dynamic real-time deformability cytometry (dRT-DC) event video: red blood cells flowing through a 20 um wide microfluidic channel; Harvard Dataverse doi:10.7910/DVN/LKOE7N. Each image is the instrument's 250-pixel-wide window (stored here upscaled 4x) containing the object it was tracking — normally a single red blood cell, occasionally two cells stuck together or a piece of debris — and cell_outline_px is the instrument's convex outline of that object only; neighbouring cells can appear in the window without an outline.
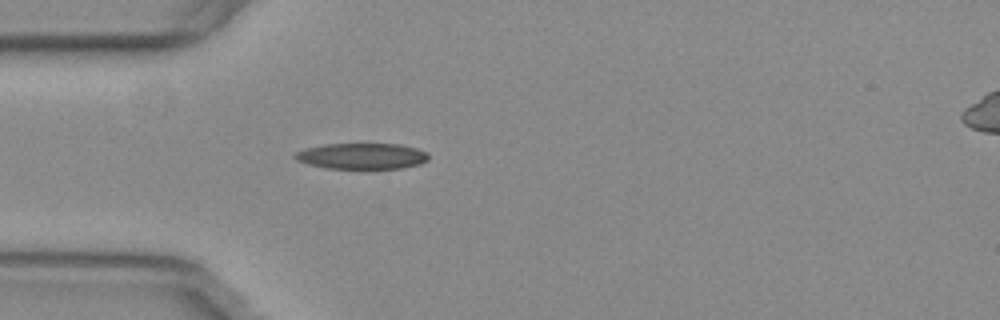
{"species": "common noctule bat (a hibernating species)", "species_latin": "Nyctalus noctula", "temperature_condition": "warm", "stored_images_in_passage": 38, "camera_frame_rate_fps": 3000, "um_per_image_px": 0.085, "animal": {"sex": "female", "body_mass_g": 29.2, "forearm_length_mm": 56.3}, "frame": {"image": 1, "passage_image": 6, "time_ms": 1.667, "image_size_px": [1000, 320], "cell_outline_px": [[428, 160], [420, 164], [400, 168], [324, 168], [308, 164], [296, 160], [292, 156], [296, 152], [304, 148], [324, 144], [400, 144], [416, 148], [428, 152]], "centroid_in_image_um": [30.74, 13.26], "position_along_channel_um": 54.3, "area_um2": 20.23}}
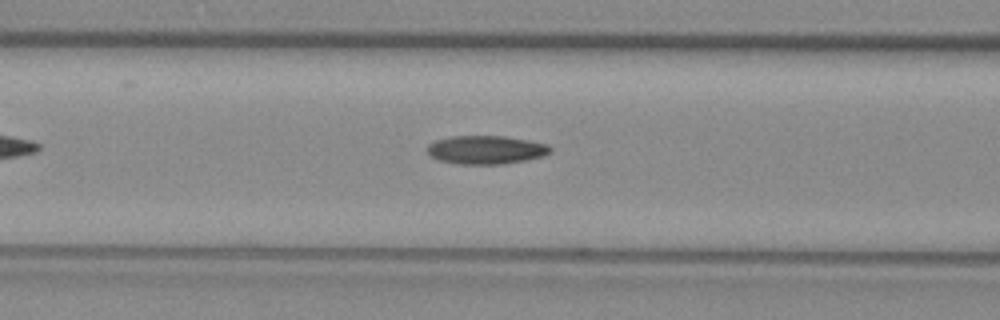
{"frame": {"image": 2, "passage_image": 12, "time_ms": 3.667, "image_size_px": [1000, 320], "cell_outline_px": [[552, 152], [544, 156], [504, 164], [456, 164], [440, 160], [432, 156], [428, 152], [428, 144], [436, 140], [452, 136], [504, 136], [528, 140], [548, 144], [552, 148]], "centroid_in_image_um": [41.35, 12.73], "position_along_channel_um": 125.3, "area_um2": 20.4}}
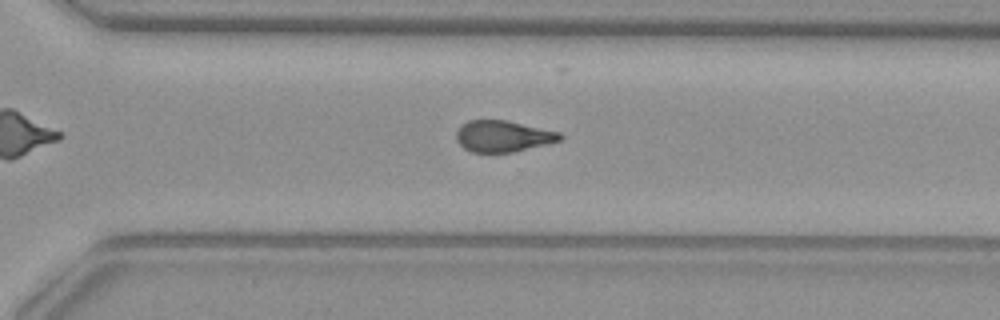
{"frame": {"image": 3, "passage_image": 28, "time_ms": 9.0, "image_size_px": [1000, 320], "cell_outline_px": [[564, 136], [560, 140], [548, 144], [512, 152], [472, 152], [464, 148], [456, 140], [456, 132], [460, 124], [468, 120], [508, 120], [560, 132]], "centroid_in_image_um": [42.75, 11.56], "position_along_channel_um": 327.9, "area_um2": 19.07}, "authors_computed_cell_mechanics": {"area_um2": 19.9699, "velocity_mm_per_s": 3.801, "shape_relaxation_time_tau1_ms": null, "shape_relaxation_time_tau2_ms": 4.0498, "deformation_change_tau1": null, "deformation_change_tau2": 0.1234}}